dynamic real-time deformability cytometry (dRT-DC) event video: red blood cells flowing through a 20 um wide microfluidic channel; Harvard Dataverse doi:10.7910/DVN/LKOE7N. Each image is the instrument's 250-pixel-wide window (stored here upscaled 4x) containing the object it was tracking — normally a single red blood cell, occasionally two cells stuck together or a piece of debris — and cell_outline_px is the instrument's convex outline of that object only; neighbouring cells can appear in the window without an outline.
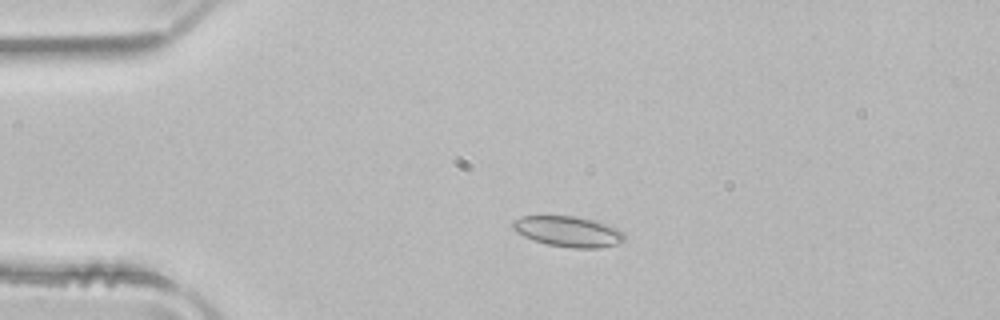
{"species": "common noctule bat (a hibernating species)", "species_latin": "Nyctalus noctula", "temperature_condition": "room temperature", "stored_images_in_passage": 45, "camera_frame_rate_fps": 3000, "um_per_image_px": 0.085, "animal": {"sex": "male", "body_mass_g": 21.5, "forearm_length_mm": 52.0}, "frame": {"image": 1, "passage_image": 5, "time_ms": 1.333, "image_size_px": [1000, 320], "cell_outline_px": [[624, 240], [616, 244], [600, 248], [572, 248], [548, 244], [532, 240], [516, 232], [512, 228], [512, 220], [520, 216], [572, 216], [592, 220], [616, 228], [624, 236]], "centroid_in_image_um": [48.22, 19.68], "position_along_channel_um": 36.8, "area_um2": 19.65}}
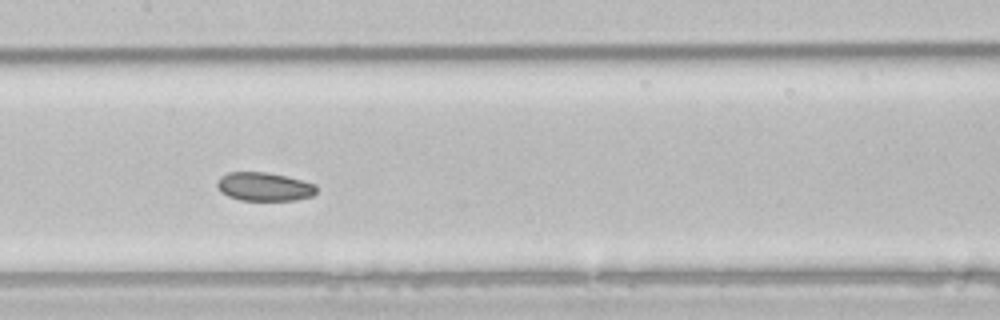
{"frame": {"image": 2, "passage_image": 19, "time_ms": 6.0, "image_size_px": [1000, 320], "cell_outline_px": [[316, 192], [312, 196], [296, 200], [240, 200], [228, 196], [220, 192], [216, 184], [216, 180], [220, 176], [228, 172], [264, 172], [284, 176], [316, 184]], "centroid_in_image_um": [22.41, 15.87], "position_along_channel_um": 185.0, "area_um2": 16.53}}
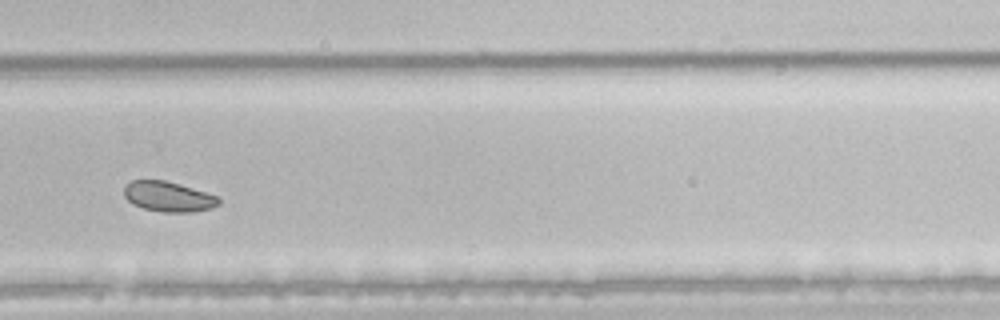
{"frame": {"image": 3, "passage_image": 29, "time_ms": 9.333, "image_size_px": [1000, 320], "cell_outline_px": [[220, 204], [212, 208], [192, 212], [164, 212], [144, 208], [132, 204], [124, 196], [124, 188], [132, 180], [164, 180], [180, 184], [216, 196], [220, 200]], "centroid_in_image_um": [14.3, 16.72], "position_along_channel_um": 315.5, "area_um2": 16.47}, "authors_computed_cell_mechanics": {"area_um2": 17.918, "velocity_mm_per_s": 3.939, "shape_relaxation_time_tau1_ms": 5.6152, "shape_relaxation_time_tau2_ms": 5.5893, "deformation_change_tau1": 0.0544, "deformation_change_tau2": 0.0663}}